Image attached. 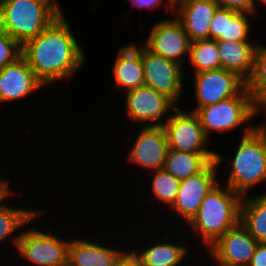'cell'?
<instances>
[{"mask_svg":"<svg viewBox=\"0 0 266 266\" xmlns=\"http://www.w3.org/2000/svg\"><path fill=\"white\" fill-rule=\"evenodd\" d=\"M188 58L193 74L222 68L216 40L201 39L191 42Z\"/></svg>","mask_w":266,"mask_h":266,"instance_id":"24","label":"cell"},{"mask_svg":"<svg viewBox=\"0 0 266 266\" xmlns=\"http://www.w3.org/2000/svg\"><path fill=\"white\" fill-rule=\"evenodd\" d=\"M44 86L21 56L0 70V103L27 98Z\"/></svg>","mask_w":266,"mask_h":266,"instance_id":"16","label":"cell"},{"mask_svg":"<svg viewBox=\"0 0 266 266\" xmlns=\"http://www.w3.org/2000/svg\"><path fill=\"white\" fill-rule=\"evenodd\" d=\"M246 88L257 105L266 98V46L262 44L255 51L253 71L246 81Z\"/></svg>","mask_w":266,"mask_h":266,"instance_id":"26","label":"cell"},{"mask_svg":"<svg viewBox=\"0 0 266 266\" xmlns=\"http://www.w3.org/2000/svg\"><path fill=\"white\" fill-rule=\"evenodd\" d=\"M145 85L169 98L175 105L184 93L183 67L141 45Z\"/></svg>","mask_w":266,"mask_h":266,"instance_id":"8","label":"cell"},{"mask_svg":"<svg viewBox=\"0 0 266 266\" xmlns=\"http://www.w3.org/2000/svg\"><path fill=\"white\" fill-rule=\"evenodd\" d=\"M8 180L0 179V206L4 203V200L6 198H9V196H14V191L12 192L11 188L9 187ZM3 202V203H2Z\"/></svg>","mask_w":266,"mask_h":266,"instance_id":"33","label":"cell"},{"mask_svg":"<svg viewBox=\"0 0 266 266\" xmlns=\"http://www.w3.org/2000/svg\"><path fill=\"white\" fill-rule=\"evenodd\" d=\"M151 189L153 196L163 204L171 207L176 200L179 191L180 180L175 178L164 168L155 170L152 175Z\"/></svg>","mask_w":266,"mask_h":266,"instance_id":"27","label":"cell"},{"mask_svg":"<svg viewBox=\"0 0 266 266\" xmlns=\"http://www.w3.org/2000/svg\"><path fill=\"white\" fill-rule=\"evenodd\" d=\"M118 51L112 68L116 87L124 93L145 85L141 46L129 43Z\"/></svg>","mask_w":266,"mask_h":266,"instance_id":"17","label":"cell"},{"mask_svg":"<svg viewBox=\"0 0 266 266\" xmlns=\"http://www.w3.org/2000/svg\"><path fill=\"white\" fill-rule=\"evenodd\" d=\"M217 154H197L168 149L163 168L178 180L186 179L201 172Z\"/></svg>","mask_w":266,"mask_h":266,"instance_id":"23","label":"cell"},{"mask_svg":"<svg viewBox=\"0 0 266 266\" xmlns=\"http://www.w3.org/2000/svg\"><path fill=\"white\" fill-rule=\"evenodd\" d=\"M195 113L209 138L211 132L222 133L238 128L259 112L256 102L245 87L237 96L201 107Z\"/></svg>","mask_w":266,"mask_h":266,"instance_id":"5","label":"cell"},{"mask_svg":"<svg viewBox=\"0 0 266 266\" xmlns=\"http://www.w3.org/2000/svg\"><path fill=\"white\" fill-rule=\"evenodd\" d=\"M240 223L258 243H266V193L242 196Z\"/></svg>","mask_w":266,"mask_h":266,"instance_id":"21","label":"cell"},{"mask_svg":"<svg viewBox=\"0 0 266 266\" xmlns=\"http://www.w3.org/2000/svg\"><path fill=\"white\" fill-rule=\"evenodd\" d=\"M173 1L174 0H167L166 1V8L167 10L173 11ZM164 0H131V3L136 8H148V9H156V7L162 5Z\"/></svg>","mask_w":266,"mask_h":266,"instance_id":"30","label":"cell"},{"mask_svg":"<svg viewBox=\"0 0 266 266\" xmlns=\"http://www.w3.org/2000/svg\"><path fill=\"white\" fill-rule=\"evenodd\" d=\"M72 34L65 16L22 46V56L44 84L73 78L84 64V50Z\"/></svg>","mask_w":266,"mask_h":266,"instance_id":"1","label":"cell"},{"mask_svg":"<svg viewBox=\"0 0 266 266\" xmlns=\"http://www.w3.org/2000/svg\"><path fill=\"white\" fill-rule=\"evenodd\" d=\"M231 164L227 185L241 196L261 182H266V133L257 124L247 125Z\"/></svg>","mask_w":266,"mask_h":266,"instance_id":"3","label":"cell"},{"mask_svg":"<svg viewBox=\"0 0 266 266\" xmlns=\"http://www.w3.org/2000/svg\"><path fill=\"white\" fill-rule=\"evenodd\" d=\"M223 160L225 157L217 152L216 160L210 162L201 172L180 180L179 191L170 210L178 213L186 224L198 212L205 195L219 182L218 168Z\"/></svg>","mask_w":266,"mask_h":266,"instance_id":"9","label":"cell"},{"mask_svg":"<svg viewBox=\"0 0 266 266\" xmlns=\"http://www.w3.org/2000/svg\"><path fill=\"white\" fill-rule=\"evenodd\" d=\"M225 187V188H224ZM242 196L218 182L203 199L198 212L188 223L210 248L223 234L240 222Z\"/></svg>","mask_w":266,"mask_h":266,"instance_id":"2","label":"cell"},{"mask_svg":"<svg viewBox=\"0 0 266 266\" xmlns=\"http://www.w3.org/2000/svg\"><path fill=\"white\" fill-rule=\"evenodd\" d=\"M220 7L228 8L236 12L242 13H257V6L255 0H216Z\"/></svg>","mask_w":266,"mask_h":266,"instance_id":"29","label":"cell"},{"mask_svg":"<svg viewBox=\"0 0 266 266\" xmlns=\"http://www.w3.org/2000/svg\"><path fill=\"white\" fill-rule=\"evenodd\" d=\"M258 111H264L266 109V98L264 100H262L258 105H257ZM258 127L264 132L266 133V123L264 124H259Z\"/></svg>","mask_w":266,"mask_h":266,"instance_id":"35","label":"cell"},{"mask_svg":"<svg viewBox=\"0 0 266 266\" xmlns=\"http://www.w3.org/2000/svg\"><path fill=\"white\" fill-rule=\"evenodd\" d=\"M256 1H258V3L266 6V0H256Z\"/></svg>","mask_w":266,"mask_h":266,"instance_id":"36","label":"cell"},{"mask_svg":"<svg viewBox=\"0 0 266 266\" xmlns=\"http://www.w3.org/2000/svg\"><path fill=\"white\" fill-rule=\"evenodd\" d=\"M115 266H143L132 251H126Z\"/></svg>","mask_w":266,"mask_h":266,"instance_id":"32","label":"cell"},{"mask_svg":"<svg viewBox=\"0 0 266 266\" xmlns=\"http://www.w3.org/2000/svg\"><path fill=\"white\" fill-rule=\"evenodd\" d=\"M166 237L157 244H150V247L142 251L131 250L141 261L143 266H181L186 258L188 249L183 244L168 243Z\"/></svg>","mask_w":266,"mask_h":266,"instance_id":"22","label":"cell"},{"mask_svg":"<svg viewBox=\"0 0 266 266\" xmlns=\"http://www.w3.org/2000/svg\"><path fill=\"white\" fill-rule=\"evenodd\" d=\"M168 149L163 126H145L141 128L129 150L127 161L154 172L163 168Z\"/></svg>","mask_w":266,"mask_h":266,"instance_id":"14","label":"cell"},{"mask_svg":"<svg viewBox=\"0 0 266 266\" xmlns=\"http://www.w3.org/2000/svg\"><path fill=\"white\" fill-rule=\"evenodd\" d=\"M0 16H1V0H0Z\"/></svg>","mask_w":266,"mask_h":266,"instance_id":"37","label":"cell"},{"mask_svg":"<svg viewBox=\"0 0 266 266\" xmlns=\"http://www.w3.org/2000/svg\"><path fill=\"white\" fill-rule=\"evenodd\" d=\"M22 56V46L0 28V70Z\"/></svg>","mask_w":266,"mask_h":266,"instance_id":"28","label":"cell"},{"mask_svg":"<svg viewBox=\"0 0 266 266\" xmlns=\"http://www.w3.org/2000/svg\"><path fill=\"white\" fill-rule=\"evenodd\" d=\"M125 93L126 117L134 123H143V127L163 126L171 115L167 112L177 107L169 98L147 85ZM163 115L166 118L162 122Z\"/></svg>","mask_w":266,"mask_h":266,"instance_id":"10","label":"cell"},{"mask_svg":"<svg viewBox=\"0 0 266 266\" xmlns=\"http://www.w3.org/2000/svg\"><path fill=\"white\" fill-rule=\"evenodd\" d=\"M223 69L236 73L245 82L253 71L258 42L216 41Z\"/></svg>","mask_w":266,"mask_h":266,"instance_id":"20","label":"cell"},{"mask_svg":"<svg viewBox=\"0 0 266 266\" xmlns=\"http://www.w3.org/2000/svg\"><path fill=\"white\" fill-rule=\"evenodd\" d=\"M6 204L0 206V242L43 213L41 210L14 208Z\"/></svg>","mask_w":266,"mask_h":266,"instance_id":"25","label":"cell"},{"mask_svg":"<svg viewBox=\"0 0 266 266\" xmlns=\"http://www.w3.org/2000/svg\"><path fill=\"white\" fill-rule=\"evenodd\" d=\"M248 266H266V243H258Z\"/></svg>","mask_w":266,"mask_h":266,"instance_id":"31","label":"cell"},{"mask_svg":"<svg viewBox=\"0 0 266 266\" xmlns=\"http://www.w3.org/2000/svg\"><path fill=\"white\" fill-rule=\"evenodd\" d=\"M47 3L53 10H55L60 16H64L62 9L55 0H42Z\"/></svg>","mask_w":266,"mask_h":266,"instance_id":"34","label":"cell"},{"mask_svg":"<svg viewBox=\"0 0 266 266\" xmlns=\"http://www.w3.org/2000/svg\"><path fill=\"white\" fill-rule=\"evenodd\" d=\"M193 79L197 103L193 112L237 96L246 87V82L241 77L223 68L193 74Z\"/></svg>","mask_w":266,"mask_h":266,"instance_id":"11","label":"cell"},{"mask_svg":"<svg viewBox=\"0 0 266 266\" xmlns=\"http://www.w3.org/2000/svg\"><path fill=\"white\" fill-rule=\"evenodd\" d=\"M91 239L70 240L68 266H115L126 250L102 246Z\"/></svg>","mask_w":266,"mask_h":266,"instance_id":"18","label":"cell"},{"mask_svg":"<svg viewBox=\"0 0 266 266\" xmlns=\"http://www.w3.org/2000/svg\"><path fill=\"white\" fill-rule=\"evenodd\" d=\"M248 15L253 16L254 14L236 12L219 6L211 21L210 39L216 41L252 42L249 38L252 26L249 23Z\"/></svg>","mask_w":266,"mask_h":266,"instance_id":"19","label":"cell"},{"mask_svg":"<svg viewBox=\"0 0 266 266\" xmlns=\"http://www.w3.org/2000/svg\"><path fill=\"white\" fill-rule=\"evenodd\" d=\"M16 236V237H15ZM13 244L18 256L35 266H68V247L70 240L45 233L40 229L29 228L14 235ZM29 265V266H30Z\"/></svg>","mask_w":266,"mask_h":266,"instance_id":"6","label":"cell"},{"mask_svg":"<svg viewBox=\"0 0 266 266\" xmlns=\"http://www.w3.org/2000/svg\"><path fill=\"white\" fill-rule=\"evenodd\" d=\"M257 244L239 222L207 248V252L217 266H248Z\"/></svg>","mask_w":266,"mask_h":266,"instance_id":"13","label":"cell"},{"mask_svg":"<svg viewBox=\"0 0 266 266\" xmlns=\"http://www.w3.org/2000/svg\"><path fill=\"white\" fill-rule=\"evenodd\" d=\"M59 17L42 0H1L0 28L21 46L38 36Z\"/></svg>","mask_w":266,"mask_h":266,"instance_id":"4","label":"cell"},{"mask_svg":"<svg viewBox=\"0 0 266 266\" xmlns=\"http://www.w3.org/2000/svg\"><path fill=\"white\" fill-rule=\"evenodd\" d=\"M163 128L169 149L197 154H217L207 148L210 139L206 136L197 114L192 110L187 112L176 107L164 122Z\"/></svg>","mask_w":266,"mask_h":266,"instance_id":"7","label":"cell"},{"mask_svg":"<svg viewBox=\"0 0 266 266\" xmlns=\"http://www.w3.org/2000/svg\"><path fill=\"white\" fill-rule=\"evenodd\" d=\"M190 44L191 41L177 18L157 22L145 41V46L150 51L182 67L186 53L189 55Z\"/></svg>","mask_w":266,"mask_h":266,"instance_id":"12","label":"cell"},{"mask_svg":"<svg viewBox=\"0 0 266 266\" xmlns=\"http://www.w3.org/2000/svg\"><path fill=\"white\" fill-rule=\"evenodd\" d=\"M219 4L216 0H174L173 13L181 22L190 41L210 39V27Z\"/></svg>","mask_w":266,"mask_h":266,"instance_id":"15","label":"cell"}]
</instances>
